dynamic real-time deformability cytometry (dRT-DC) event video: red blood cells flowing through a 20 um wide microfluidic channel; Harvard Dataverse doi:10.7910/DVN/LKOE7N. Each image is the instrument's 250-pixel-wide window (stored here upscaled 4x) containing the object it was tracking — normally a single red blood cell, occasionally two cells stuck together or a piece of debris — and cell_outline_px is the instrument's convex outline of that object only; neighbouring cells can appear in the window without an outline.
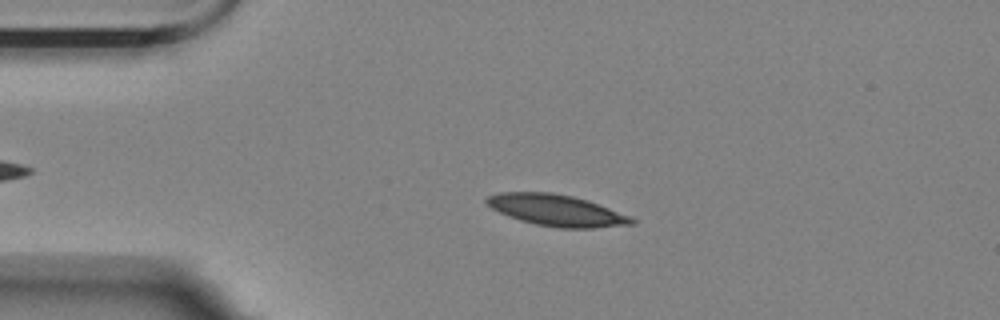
{"species": "Egyptian fruit bat (a non-hibernating species)", "species_latin": "Rousettus aegyptiacus", "temperature_condition": "room temperature", "stored_images_in_passage": 5, "camera_frame_rate_fps": 3000, "um_per_image_px": 0.085, "animal": {"sex": "female"}, "frame": {"image": 1, "passage_image": 4, "time_ms": 3.667, "image_size_px": [1000, 320], "cell_outline_px": [[636, 224], [592, 228], [560, 228], [536, 224], [520, 220], [508, 216], [492, 208], [484, 200], [488, 196], [500, 192], [552, 192], [572, 196], [588, 200], [628, 216], [636, 220]], "centroid_in_image_um": [47.29, 17.87], "position_along_channel_um": 37.7, "area_um2": 26.3}}